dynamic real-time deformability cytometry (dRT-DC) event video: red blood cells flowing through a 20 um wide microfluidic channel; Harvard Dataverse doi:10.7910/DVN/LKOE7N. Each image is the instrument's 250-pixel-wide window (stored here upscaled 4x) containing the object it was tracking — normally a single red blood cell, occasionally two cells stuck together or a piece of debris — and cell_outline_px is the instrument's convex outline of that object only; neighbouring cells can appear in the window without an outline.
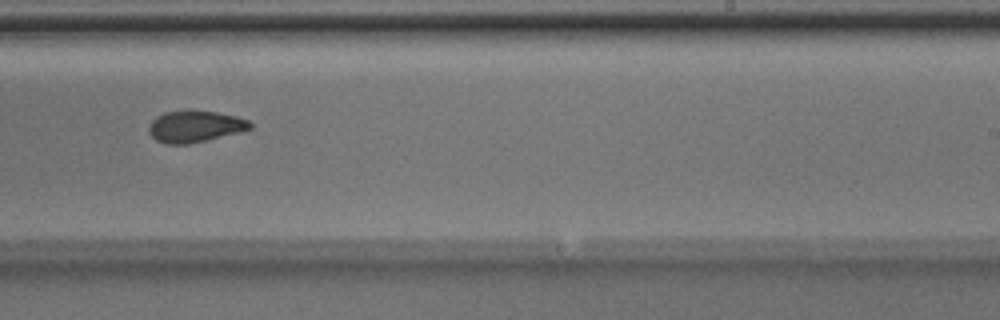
{"species": "Egyptian fruit bat (a non-hibernating species)", "species_latin": "Rousettus aegyptiacus", "temperature_condition": "room temperature", "stored_images_in_passage": 35, "camera_frame_rate_fps": 3000, "um_per_image_px": 0.085, "animal": {"sex": "male"}, "frame": {"image": 1, "passage_image": 16, "time_ms": 5.0, "image_size_px": [1000, 320], "cell_outline_px": [[252, 128], [188, 144], [164, 144], [156, 140], [148, 132], [148, 128], [152, 120], [156, 116], [164, 112], [216, 112], [236, 116], [248, 120], [252, 124]], "centroid_in_image_um": [16.52, 10.76], "position_along_channel_um": 272.5, "area_um2": 18.03}, "authors_computed_cell_mechanics": {"area_um2": 18.785, "velocity_mm_per_s": 4.0147, "shape_relaxation_time_tau1_ms": 6.0122, "shape_relaxation_time_tau2_ms": 3.2241, "deformation_change_tau1": 0.1418, "deformation_change_tau2": 0.0711}}